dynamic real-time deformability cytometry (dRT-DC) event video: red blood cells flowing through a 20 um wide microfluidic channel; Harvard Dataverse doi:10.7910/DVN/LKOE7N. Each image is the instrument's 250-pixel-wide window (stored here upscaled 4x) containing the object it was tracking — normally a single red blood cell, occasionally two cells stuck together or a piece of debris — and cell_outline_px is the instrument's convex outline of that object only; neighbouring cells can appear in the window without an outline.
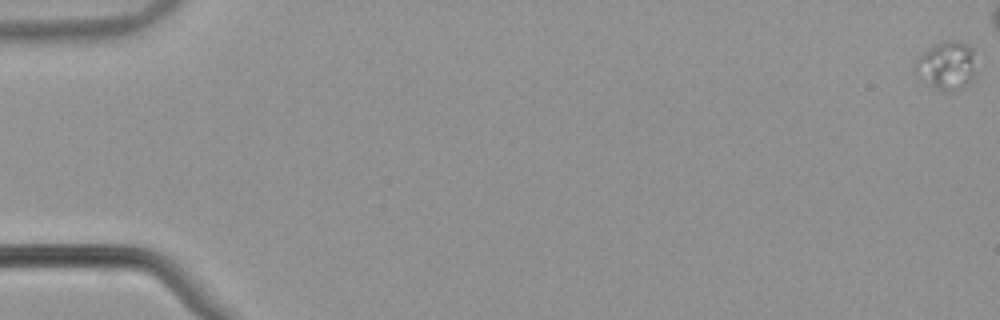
{"species": "common noctule bat (a hibernating species)", "species_latin": "Nyctalus noctula", "temperature_condition": "warm", "stored_images_in_passage": 45, "camera_frame_rate_fps": 3000, "um_per_image_px": 0.085, "animal": {"sex": "male", "body_mass_g": 21.5, "forearm_length_mm": 52.0}, "frame": {"image": 1, "passage_image": 1, "time_ms": 0.0, "image_size_px": [1000, 320], "cell_outline_px": [[976, 76], [964, 88], [936, 88], [916, 72], [916, 60], [932, 44], [944, 40], [956, 40], [968, 44], [972, 48], [976, 72]], "centroid_in_image_um": [80.53, 5.49], "position_along_channel_um": 4.5, "area_um2": 16.65}}
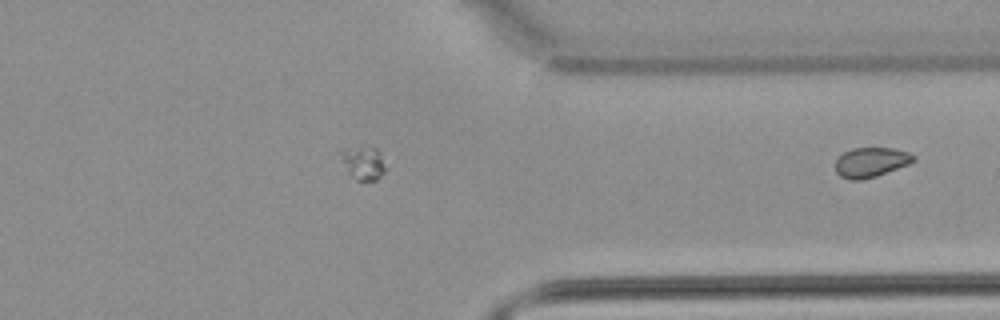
{"frame": {"image": 2, "passage_image": 45, "time_ms": 14.667, "image_size_px": [1000, 320], "cell_outline_px": [[916, 160], [908, 164], [876, 176], [860, 180], [848, 180], [840, 176], [836, 172], [836, 160], [844, 152], [852, 148], [892, 148], [908, 152], [916, 156]], "centroid_in_image_um": [74.03, 13.79], "position_along_channel_um": 337.4, "area_um2": 13.47}}